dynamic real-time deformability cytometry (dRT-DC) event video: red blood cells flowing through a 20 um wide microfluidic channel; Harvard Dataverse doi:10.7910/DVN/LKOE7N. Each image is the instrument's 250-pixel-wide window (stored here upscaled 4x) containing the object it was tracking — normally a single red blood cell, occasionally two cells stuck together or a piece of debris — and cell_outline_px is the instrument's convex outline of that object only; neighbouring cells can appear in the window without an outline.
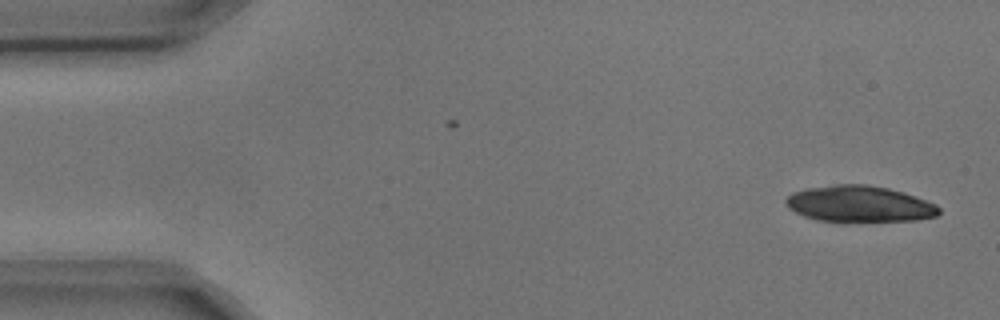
{"species": "common noctule bat (a hibernating species)", "species_latin": "Nyctalus noctula", "temperature_condition": "cold", "stored_images_in_passage": 2, "camera_frame_rate_fps": 3000, "um_per_image_px": 0.085, "animal": {"sex": "male", "body_mass_g": 17.9, "forearm_length_mm": 54.2}, "frame": {"image": 1, "passage_image": 2, "time_ms": 0.333, "image_size_px": [1000, 320], "cell_outline_px": [[940, 212], [936, 216], [916, 220], [840, 224], [816, 220], [804, 216], [788, 208], [784, 204], [784, 200], [792, 192], [808, 188], [836, 184], [864, 184], [888, 188], [904, 192], [936, 204], [940, 208]], "centroid_in_image_um": [73.02, 17.38], "position_along_channel_um": 12.0, "area_um2": 33.35}}